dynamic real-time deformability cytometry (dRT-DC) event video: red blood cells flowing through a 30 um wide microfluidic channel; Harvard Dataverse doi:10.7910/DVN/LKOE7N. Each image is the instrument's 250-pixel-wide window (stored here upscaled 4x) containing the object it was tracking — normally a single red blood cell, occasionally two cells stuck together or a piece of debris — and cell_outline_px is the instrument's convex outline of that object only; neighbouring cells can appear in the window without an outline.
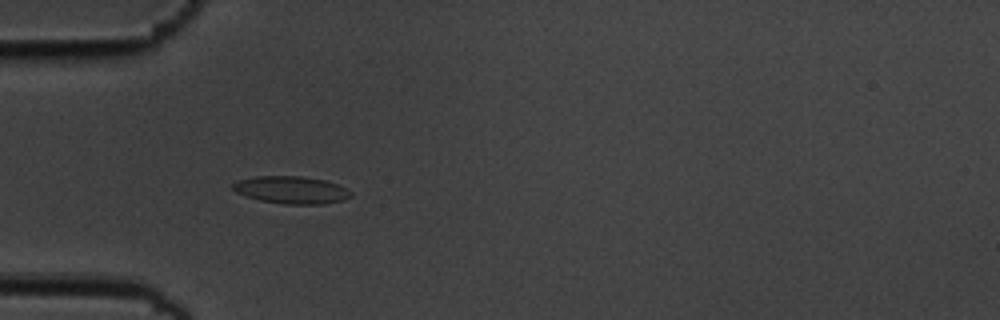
{"species": "common noctule bat (a hibernating species)", "species_latin": "Nyctalus noctula", "temperature_condition": "cold", "stored_images_in_passage": 5, "camera_frame_rate_fps": 3000, "um_per_image_px": 0.085, "animal": {"sex": "male", "body_mass_g": 19.5, "forearm_length_mm": 54.6}, "frame": {"image": 1, "passage_image": 4, "time_ms": 1.0, "image_size_px": [1000, 320], "cell_outline_px": [[352, 196], [344, 200], [320, 204], [284, 204], [260, 200], [244, 196], [236, 192], [232, 188], [232, 184], [240, 180], [256, 176], [300, 176], [324, 180], [336, 184], [352, 192]], "centroid_in_image_um": [24.75, 16.15], "position_along_channel_um": 60.3, "area_um2": 18.73}}
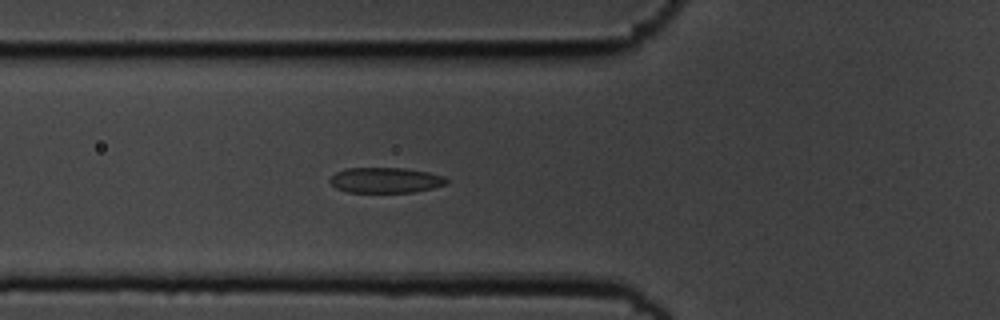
{"frame": {"image": 2, "passage_image": 5, "time_ms": 1.333, "image_size_px": [1000, 320], "cell_outline_px": [[448, 184], [432, 188], [412, 192], [348, 192], [336, 188], [328, 180], [336, 172], [348, 168], [404, 168], [428, 172], [444, 176], [448, 180]], "centroid_in_image_um": [32.78, 15.31], "position_along_channel_um": 93.0, "area_um2": 17.22}}